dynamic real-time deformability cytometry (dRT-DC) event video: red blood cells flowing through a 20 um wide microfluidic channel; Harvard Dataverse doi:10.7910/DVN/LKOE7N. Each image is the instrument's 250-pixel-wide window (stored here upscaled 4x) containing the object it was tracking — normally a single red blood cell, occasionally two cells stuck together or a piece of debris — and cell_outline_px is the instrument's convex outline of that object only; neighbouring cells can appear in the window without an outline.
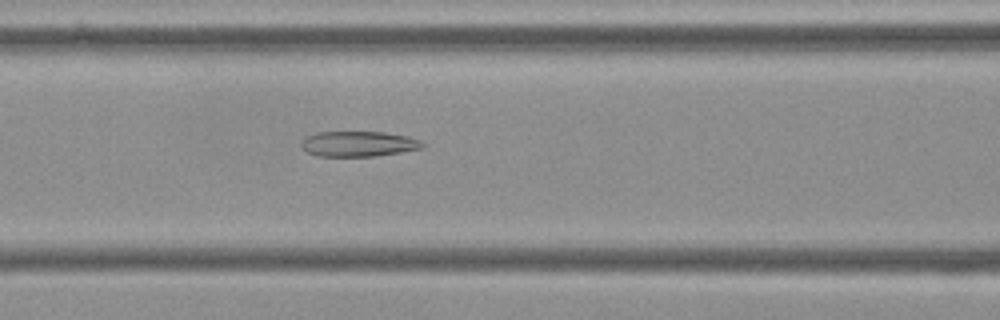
{"species": "Egyptian fruit bat (a non-hibernating species)", "species_latin": "Rousettus aegyptiacus", "temperature_condition": "cold", "stored_images_in_passage": 55, "camera_frame_rate_fps": 3000, "um_per_image_px": 0.085, "frame": {"image": 1, "passage_image": 23, "time_ms": 7.333, "image_size_px": [1000, 320], "cell_outline_px": [[424, 148], [376, 156], [316, 156], [308, 152], [300, 144], [300, 140], [304, 136], [316, 132], [384, 132], [408, 136], [420, 140], [424, 144]], "centroid_in_image_um": [30.45, 12.22], "position_along_channel_um": 136.2, "area_um2": 18.03}}
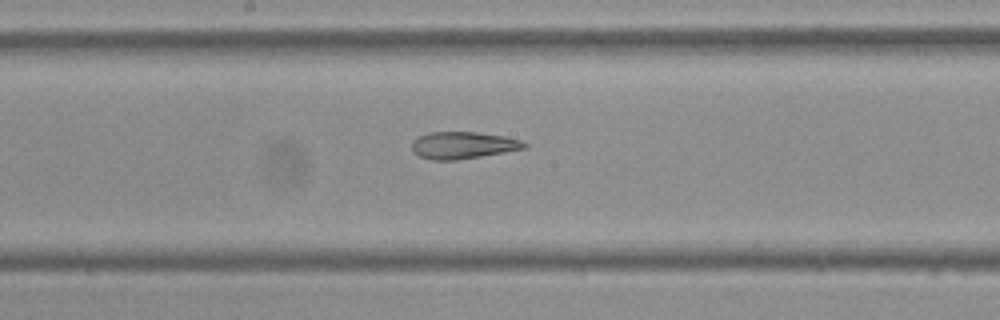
{"frame": {"image": 2, "passage_image": 29, "time_ms": 9.333, "image_size_px": [1000, 320], "cell_outline_px": [[528, 148], [456, 160], [432, 160], [420, 156], [412, 152], [412, 140], [428, 132], [476, 132], [504, 136], [520, 140], [528, 144]], "centroid_in_image_um": [39.34, 12.34], "position_along_channel_um": 208.9, "area_um2": 17.69}}
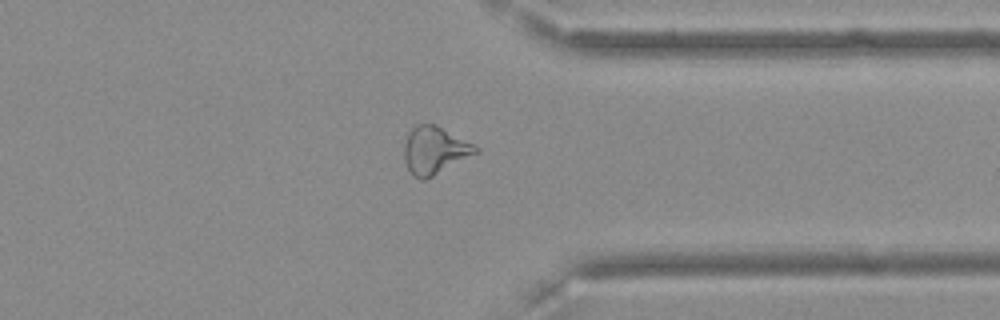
{"frame": {"image": 3, "passage_image": 43, "time_ms": 14.0, "image_size_px": [1000, 320], "cell_outline_px": [[480, 152], [424, 180], [420, 180], [412, 176], [408, 168], [404, 156], [404, 144], [408, 132], [416, 124], [436, 124], [480, 148]], "centroid_in_image_um": [36.94, 12.78], "position_along_channel_um": 374.5, "area_um2": 19.77}, "authors_computed_cell_mechanics": {"area_um2": 21.5016, "velocity_mm_per_s": 3.6366, "shape_relaxation_time_tau1_ms": null, "shape_relaxation_time_tau2_ms": 3.6139, "deformation_change_tau1": null, "deformation_change_tau2": 0.1363}}